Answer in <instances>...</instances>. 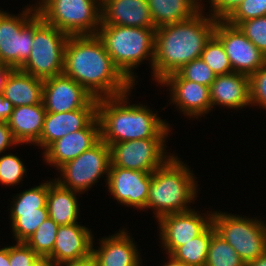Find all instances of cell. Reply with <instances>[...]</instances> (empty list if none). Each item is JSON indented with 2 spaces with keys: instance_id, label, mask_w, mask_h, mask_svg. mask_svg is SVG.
Returning <instances> with one entry per match:
<instances>
[{
  "instance_id": "cell-48",
  "label": "cell",
  "mask_w": 266,
  "mask_h": 266,
  "mask_svg": "<svg viewBox=\"0 0 266 266\" xmlns=\"http://www.w3.org/2000/svg\"><path fill=\"white\" fill-rule=\"evenodd\" d=\"M41 1V0H40ZM39 1V3H38V1H37V3H36V6H34V7H27V8H29V9H31V10H33V11H36V12H38L49 0H42L41 2ZM38 4V5H37Z\"/></svg>"
},
{
  "instance_id": "cell-42",
  "label": "cell",
  "mask_w": 266,
  "mask_h": 266,
  "mask_svg": "<svg viewBox=\"0 0 266 266\" xmlns=\"http://www.w3.org/2000/svg\"><path fill=\"white\" fill-rule=\"evenodd\" d=\"M15 70V68L0 62V94L4 93V87L10 74Z\"/></svg>"
},
{
  "instance_id": "cell-23",
  "label": "cell",
  "mask_w": 266,
  "mask_h": 266,
  "mask_svg": "<svg viewBox=\"0 0 266 266\" xmlns=\"http://www.w3.org/2000/svg\"><path fill=\"white\" fill-rule=\"evenodd\" d=\"M46 113L42 102L14 107L7 124L15 140L21 145L36 144L43 130Z\"/></svg>"
},
{
  "instance_id": "cell-45",
  "label": "cell",
  "mask_w": 266,
  "mask_h": 266,
  "mask_svg": "<svg viewBox=\"0 0 266 266\" xmlns=\"http://www.w3.org/2000/svg\"><path fill=\"white\" fill-rule=\"evenodd\" d=\"M0 266H10L9 246L0 249Z\"/></svg>"
},
{
  "instance_id": "cell-22",
  "label": "cell",
  "mask_w": 266,
  "mask_h": 266,
  "mask_svg": "<svg viewBox=\"0 0 266 266\" xmlns=\"http://www.w3.org/2000/svg\"><path fill=\"white\" fill-rule=\"evenodd\" d=\"M212 109L222 105L232 109L250 107V80L242 73L231 72L215 77L210 86Z\"/></svg>"
},
{
  "instance_id": "cell-33",
  "label": "cell",
  "mask_w": 266,
  "mask_h": 266,
  "mask_svg": "<svg viewBox=\"0 0 266 266\" xmlns=\"http://www.w3.org/2000/svg\"><path fill=\"white\" fill-rule=\"evenodd\" d=\"M26 168L23 162L13 154L0 157V183L6 186L18 185L22 180Z\"/></svg>"
},
{
  "instance_id": "cell-11",
  "label": "cell",
  "mask_w": 266,
  "mask_h": 266,
  "mask_svg": "<svg viewBox=\"0 0 266 266\" xmlns=\"http://www.w3.org/2000/svg\"><path fill=\"white\" fill-rule=\"evenodd\" d=\"M165 138L130 140L110 145V167L152 173L171 156L165 152Z\"/></svg>"
},
{
  "instance_id": "cell-30",
  "label": "cell",
  "mask_w": 266,
  "mask_h": 266,
  "mask_svg": "<svg viewBox=\"0 0 266 266\" xmlns=\"http://www.w3.org/2000/svg\"><path fill=\"white\" fill-rule=\"evenodd\" d=\"M58 228L59 225L49 217L36 229L25 243L38 256L49 257L53 251Z\"/></svg>"
},
{
  "instance_id": "cell-39",
  "label": "cell",
  "mask_w": 266,
  "mask_h": 266,
  "mask_svg": "<svg viewBox=\"0 0 266 266\" xmlns=\"http://www.w3.org/2000/svg\"><path fill=\"white\" fill-rule=\"evenodd\" d=\"M210 14L216 20H226L243 0H209Z\"/></svg>"
},
{
  "instance_id": "cell-38",
  "label": "cell",
  "mask_w": 266,
  "mask_h": 266,
  "mask_svg": "<svg viewBox=\"0 0 266 266\" xmlns=\"http://www.w3.org/2000/svg\"><path fill=\"white\" fill-rule=\"evenodd\" d=\"M38 257L25 242L9 246L10 266H31Z\"/></svg>"
},
{
  "instance_id": "cell-40",
  "label": "cell",
  "mask_w": 266,
  "mask_h": 266,
  "mask_svg": "<svg viewBox=\"0 0 266 266\" xmlns=\"http://www.w3.org/2000/svg\"><path fill=\"white\" fill-rule=\"evenodd\" d=\"M18 144L7 122H0V154L7 148H10V145L13 146Z\"/></svg>"
},
{
  "instance_id": "cell-3",
  "label": "cell",
  "mask_w": 266,
  "mask_h": 266,
  "mask_svg": "<svg viewBox=\"0 0 266 266\" xmlns=\"http://www.w3.org/2000/svg\"><path fill=\"white\" fill-rule=\"evenodd\" d=\"M130 92L98 99L101 140L112 143L147 138H167L170 125L143 104L128 105Z\"/></svg>"
},
{
  "instance_id": "cell-43",
  "label": "cell",
  "mask_w": 266,
  "mask_h": 266,
  "mask_svg": "<svg viewBox=\"0 0 266 266\" xmlns=\"http://www.w3.org/2000/svg\"><path fill=\"white\" fill-rule=\"evenodd\" d=\"M95 266V261L93 255H89L87 257L72 260V261H65L61 263H56V266Z\"/></svg>"
},
{
  "instance_id": "cell-28",
  "label": "cell",
  "mask_w": 266,
  "mask_h": 266,
  "mask_svg": "<svg viewBox=\"0 0 266 266\" xmlns=\"http://www.w3.org/2000/svg\"><path fill=\"white\" fill-rule=\"evenodd\" d=\"M10 214L13 236L17 242L28 240L36 229L49 218L48 208H39V211L11 212Z\"/></svg>"
},
{
  "instance_id": "cell-20",
  "label": "cell",
  "mask_w": 266,
  "mask_h": 266,
  "mask_svg": "<svg viewBox=\"0 0 266 266\" xmlns=\"http://www.w3.org/2000/svg\"><path fill=\"white\" fill-rule=\"evenodd\" d=\"M101 25L156 28L147 0H106L101 5Z\"/></svg>"
},
{
  "instance_id": "cell-5",
  "label": "cell",
  "mask_w": 266,
  "mask_h": 266,
  "mask_svg": "<svg viewBox=\"0 0 266 266\" xmlns=\"http://www.w3.org/2000/svg\"><path fill=\"white\" fill-rule=\"evenodd\" d=\"M156 28L101 25L97 32L115 66L134 85L133 68L150 59L153 67ZM148 57V59H147Z\"/></svg>"
},
{
  "instance_id": "cell-2",
  "label": "cell",
  "mask_w": 266,
  "mask_h": 266,
  "mask_svg": "<svg viewBox=\"0 0 266 266\" xmlns=\"http://www.w3.org/2000/svg\"><path fill=\"white\" fill-rule=\"evenodd\" d=\"M202 11L186 21L156 28L152 76L158 84L199 58L214 35L217 20Z\"/></svg>"
},
{
  "instance_id": "cell-19",
  "label": "cell",
  "mask_w": 266,
  "mask_h": 266,
  "mask_svg": "<svg viewBox=\"0 0 266 266\" xmlns=\"http://www.w3.org/2000/svg\"><path fill=\"white\" fill-rule=\"evenodd\" d=\"M128 234V231L122 229L102 238L100 247L92 248L95 266H140L142 259L138 247Z\"/></svg>"
},
{
  "instance_id": "cell-21",
  "label": "cell",
  "mask_w": 266,
  "mask_h": 266,
  "mask_svg": "<svg viewBox=\"0 0 266 266\" xmlns=\"http://www.w3.org/2000/svg\"><path fill=\"white\" fill-rule=\"evenodd\" d=\"M92 235L90 229L78 223L59 226L49 258L55 263H61L91 255L94 247Z\"/></svg>"
},
{
  "instance_id": "cell-16",
  "label": "cell",
  "mask_w": 266,
  "mask_h": 266,
  "mask_svg": "<svg viewBox=\"0 0 266 266\" xmlns=\"http://www.w3.org/2000/svg\"><path fill=\"white\" fill-rule=\"evenodd\" d=\"M159 84L170 87L171 102L186 116L198 118L211 111L210 87L183 79L177 72L168 75Z\"/></svg>"
},
{
  "instance_id": "cell-15",
  "label": "cell",
  "mask_w": 266,
  "mask_h": 266,
  "mask_svg": "<svg viewBox=\"0 0 266 266\" xmlns=\"http://www.w3.org/2000/svg\"><path fill=\"white\" fill-rule=\"evenodd\" d=\"M106 178L107 189L122 205L136 207L140 210L147 208L152 173L109 167Z\"/></svg>"
},
{
  "instance_id": "cell-1",
  "label": "cell",
  "mask_w": 266,
  "mask_h": 266,
  "mask_svg": "<svg viewBox=\"0 0 266 266\" xmlns=\"http://www.w3.org/2000/svg\"><path fill=\"white\" fill-rule=\"evenodd\" d=\"M63 74L95 99L120 96L131 92L134 86L115 66L97 35L69 36Z\"/></svg>"
},
{
  "instance_id": "cell-25",
  "label": "cell",
  "mask_w": 266,
  "mask_h": 266,
  "mask_svg": "<svg viewBox=\"0 0 266 266\" xmlns=\"http://www.w3.org/2000/svg\"><path fill=\"white\" fill-rule=\"evenodd\" d=\"M76 193L78 192L60 186L55 180L49 181L48 214L59 226L78 223L79 206Z\"/></svg>"
},
{
  "instance_id": "cell-9",
  "label": "cell",
  "mask_w": 266,
  "mask_h": 266,
  "mask_svg": "<svg viewBox=\"0 0 266 266\" xmlns=\"http://www.w3.org/2000/svg\"><path fill=\"white\" fill-rule=\"evenodd\" d=\"M37 13L26 8L15 16L0 10V62L20 69L27 61L36 31Z\"/></svg>"
},
{
  "instance_id": "cell-26",
  "label": "cell",
  "mask_w": 266,
  "mask_h": 266,
  "mask_svg": "<svg viewBox=\"0 0 266 266\" xmlns=\"http://www.w3.org/2000/svg\"><path fill=\"white\" fill-rule=\"evenodd\" d=\"M147 0L151 18L156 28L166 24L186 21L203 7L201 0Z\"/></svg>"
},
{
  "instance_id": "cell-49",
  "label": "cell",
  "mask_w": 266,
  "mask_h": 266,
  "mask_svg": "<svg viewBox=\"0 0 266 266\" xmlns=\"http://www.w3.org/2000/svg\"><path fill=\"white\" fill-rule=\"evenodd\" d=\"M101 5L106 1V0H97Z\"/></svg>"
},
{
  "instance_id": "cell-37",
  "label": "cell",
  "mask_w": 266,
  "mask_h": 266,
  "mask_svg": "<svg viewBox=\"0 0 266 266\" xmlns=\"http://www.w3.org/2000/svg\"><path fill=\"white\" fill-rule=\"evenodd\" d=\"M250 105L266 109V63L249 76Z\"/></svg>"
},
{
  "instance_id": "cell-24",
  "label": "cell",
  "mask_w": 266,
  "mask_h": 266,
  "mask_svg": "<svg viewBox=\"0 0 266 266\" xmlns=\"http://www.w3.org/2000/svg\"><path fill=\"white\" fill-rule=\"evenodd\" d=\"M43 80L20 69H15L9 76L4 87V97L14 107L35 105L42 102Z\"/></svg>"
},
{
  "instance_id": "cell-17",
  "label": "cell",
  "mask_w": 266,
  "mask_h": 266,
  "mask_svg": "<svg viewBox=\"0 0 266 266\" xmlns=\"http://www.w3.org/2000/svg\"><path fill=\"white\" fill-rule=\"evenodd\" d=\"M101 140L100 123L96 117L84 129L68 133L50 144L44 151L45 161L51 166L61 167L91 149Z\"/></svg>"
},
{
  "instance_id": "cell-47",
  "label": "cell",
  "mask_w": 266,
  "mask_h": 266,
  "mask_svg": "<svg viewBox=\"0 0 266 266\" xmlns=\"http://www.w3.org/2000/svg\"><path fill=\"white\" fill-rule=\"evenodd\" d=\"M169 261L167 263H165L163 266H187L186 264H184L183 262L175 259L172 255L169 254L168 256Z\"/></svg>"
},
{
  "instance_id": "cell-32",
  "label": "cell",
  "mask_w": 266,
  "mask_h": 266,
  "mask_svg": "<svg viewBox=\"0 0 266 266\" xmlns=\"http://www.w3.org/2000/svg\"><path fill=\"white\" fill-rule=\"evenodd\" d=\"M200 58L210 67L216 76L233 72L225 49L215 35L207 42Z\"/></svg>"
},
{
  "instance_id": "cell-8",
  "label": "cell",
  "mask_w": 266,
  "mask_h": 266,
  "mask_svg": "<svg viewBox=\"0 0 266 266\" xmlns=\"http://www.w3.org/2000/svg\"><path fill=\"white\" fill-rule=\"evenodd\" d=\"M212 214L215 232L233 247L245 264L266 252L264 221L220 211Z\"/></svg>"
},
{
  "instance_id": "cell-14",
  "label": "cell",
  "mask_w": 266,
  "mask_h": 266,
  "mask_svg": "<svg viewBox=\"0 0 266 266\" xmlns=\"http://www.w3.org/2000/svg\"><path fill=\"white\" fill-rule=\"evenodd\" d=\"M197 212L191 209L164 215L158 220L160 240L168 255L200 235L212 223V213L201 216Z\"/></svg>"
},
{
  "instance_id": "cell-27",
  "label": "cell",
  "mask_w": 266,
  "mask_h": 266,
  "mask_svg": "<svg viewBox=\"0 0 266 266\" xmlns=\"http://www.w3.org/2000/svg\"><path fill=\"white\" fill-rule=\"evenodd\" d=\"M215 232L211 223L200 235L177 247L170 255L187 266H205L212 234Z\"/></svg>"
},
{
  "instance_id": "cell-7",
  "label": "cell",
  "mask_w": 266,
  "mask_h": 266,
  "mask_svg": "<svg viewBox=\"0 0 266 266\" xmlns=\"http://www.w3.org/2000/svg\"><path fill=\"white\" fill-rule=\"evenodd\" d=\"M38 14L69 36L96 35L101 26L97 0H49Z\"/></svg>"
},
{
  "instance_id": "cell-12",
  "label": "cell",
  "mask_w": 266,
  "mask_h": 266,
  "mask_svg": "<svg viewBox=\"0 0 266 266\" xmlns=\"http://www.w3.org/2000/svg\"><path fill=\"white\" fill-rule=\"evenodd\" d=\"M214 35L221 41L233 72L250 76L266 63V56L238 26L217 20Z\"/></svg>"
},
{
  "instance_id": "cell-29",
  "label": "cell",
  "mask_w": 266,
  "mask_h": 266,
  "mask_svg": "<svg viewBox=\"0 0 266 266\" xmlns=\"http://www.w3.org/2000/svg\"><path fill=\"white\" fill-rule=\"evenodd\" d=\"M205 266H246L233 247L216 232L212 234Z\"/></svg>"
},
{
  "instance_id": "cell-35",
  "label": "cell",
  "mask_w": 266,
  "mask_h": 266,
  "mask_svg": "<svg viewBox=\"0 0 266 266\" xmlns=\"http://www.w3.org/2000/svg\"><path fill=\"white\" fill-rule=\"evenodd\" d=\"M262 16H266V0H243L226 21L238 26L242 21Z\"/></svg>"
},
{
  "instance_id": "cell-6",
  "label": "cell",
  "mask_w": 266,
  "mask_h": 266,
  "mask_svg": "<svg viewBox=\"0 0 266 266\" xmlns=\"http://www.w3.org/2000/svg\"><path fill=\"white\" fill-rule=\"evenodd\" d=\"M68 38V34L46 23L37 13L30 57L20 70L41 80L63 74L64 50Z\"/></svg>"
},
{
  "instance_id": "cell-18",
  "label": "cell",
  "mask_w": 266,
  "mask_h": 266,
  "mask_svg": "<svg viewBox=\"0 0 266 266\" xmlns=\"http://www.w3.org/2000/svg\"><path fill=\"white\" fill-rule=\"evenodd\" d=\"M97 117V108H81L68 112H47L39 141L35 144L44 150L68 133L84 129Z\"/></svg>"
},
{
  "instance_id": "cell-36",
  "label": "cell",
  "mask_w": 266,
  "mask_h": 266,
  "mask_svg": "<svg viewBox=\"0 0 266 266\" xmlns=\"http://www.w3.org/2000/svg\"><path fill=\"white\" fill-rule=\"evenodd\" d=\"M238 27L266 56V16L242 21Z\"/></svg>"
},
{
  "instance_id": "cell-34",
  "label": "cell",
  "mask_w": 266,
  "mask_h": 266,
  "mask_svg": "<svg viewBox=\"0 0 266 266\" xmlns=\"http://www.w3.org/2000/svg\"><path fill=\"white\" fill-rule=\"evenodd\" d=\"M177 73L186 80L210 87L216 75L210 67L199 57L185 64Z\"/></svg>"
},
{
  "instance_id": "cell-41",
  "label": "cell",
  "mask_w": 266,
  "mask_h": 266,
  "mask_svg": "<svg viewBox=\"0 0 266 266\" xmlns=\"http://www.w3.org/2000/svg\"><path fill=\"white\" fill-rule=\"evenodd\" d=\"M14 106L11 101L0 94V122H7L13 112Z\"/></svg>"
},
{
  "instance_id": "cell-44",
  "label": "cell",
  "mask_w": 266,
  "mask_h": 266,
  "mask_svg": "<svg viewBox=\"0 0 266 266\" xmlns=\"http://www.w3.org/2000/svg\"><path fill=\"white\" fill-rule=\"evenodd\" d=\"M31 266H56V263L49 257L39 256Z\"/></svg>"
},
{
  "instance_id": "cell-10",
  "label": "cell",
  "mask_w": 266,
  "mask_h": 266,
  "mask_svg": "<svg viewBox=\"0 0 266 266\" xmlns=\"http://www.w3.org/2000/svg\"><path fill=\"white\" fill-rule=\"evenodd\" d=\"M110 164V146L100 140L91 149L59 167L62 179L60 177L55 181L60 186L81 194L95 185L103 174L108 176Z\"/></svg>"
},
{
  "instance_id": "cell-46",
  "label": "cell",
  "mask_w": 266,
  "mask_h": 266,
  "mask_svg": "<svg viewBox=\"0 0 266 266\" xmlns=\"http://www.w3.org/2000/svg\"><path fill=\"white\" fill-rule=\"evenodd\" d=\"M246 266H266V252L260 255L257 259L248 262Z\"/></svg>"
},
{
  "instance_id": "cell-4",
  "label": "cell",
  "mask_w": 266,
  "mask_h": 266,
  "mask_svg": "<svg viewBox=\"0 0 266 266\" xmlns=\"http://www.w3.org/2000/svg\"><path fill=\"white\" fill-rule=\"evenodd\" d=\"M170 155L161 167L152 172L147 208L154 209L157 220L164 215L191 210L188 205L197 197L194 174L177 156Z\"/></svg>"
},
{
  "instance_id": "cell-13",
  "label": "cell",
  "mask_w": 266,
  "mask_h": 266,
  "mask_svg": "<svg viewBox=\"0 0 266 266\" xmlns=\"http://www.w3.org/2000/svg\"><path fill=\"white\" fill-rule=\"evenodd\" d=\"M42 103L46 112L60 113L81 108H97L87 90L64 74L43 80Z\"/></svg>"
},
{
  "instance_id": "cell-31",
  "label": "cell",
  "mask_w": 266,
  "mask_h": 266,
  "mask_svg": "<svg viewBox=\"0 0 266 266\" xmlns=\"http://www.w3.org/2000/svg\"><path fill=\"white\" fill-rule=\"evenodd\" d=\"M49 181L39 186L25 190L14 196L10 212L39 211V208H47V195Z\"/></svg>"
}]
</instances>
